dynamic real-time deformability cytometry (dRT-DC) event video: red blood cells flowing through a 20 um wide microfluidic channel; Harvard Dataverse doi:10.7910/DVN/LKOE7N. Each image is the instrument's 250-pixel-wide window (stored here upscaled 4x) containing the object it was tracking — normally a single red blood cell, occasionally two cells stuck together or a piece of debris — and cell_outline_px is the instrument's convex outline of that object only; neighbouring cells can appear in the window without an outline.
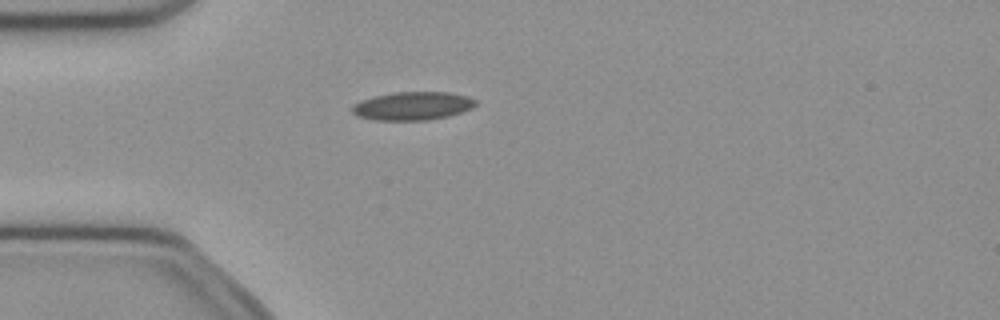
{"species": "common noctule bat (a hibernating species)", "species_latin": "Nyctalus noctula", "temperature_condition": "cold", "stored_images_in_passage": 51, "camera_frame_rate_fps": 3000, "um_per_image_px": 0.085, "animal": {"sex": "female", "body_mass_g": 21.9}, "frame": {"image": 1, "passage_image": 14, "time_ms": 4.333, "image_size_px": [1000, 320], "cell_outline_px": [[476, 104], [472, 108], [448, 116], [428, 120], [372, 120], [356, 116], [352, 112], [352, 108], [360, 100], [372, 96], [392, 92], [448, 92], [468, 96], [476, 100]], "centroid_in_image_um": [35.05, 9.0], "position_along_channel_um": 50.0, "area_um2": 20.46}}
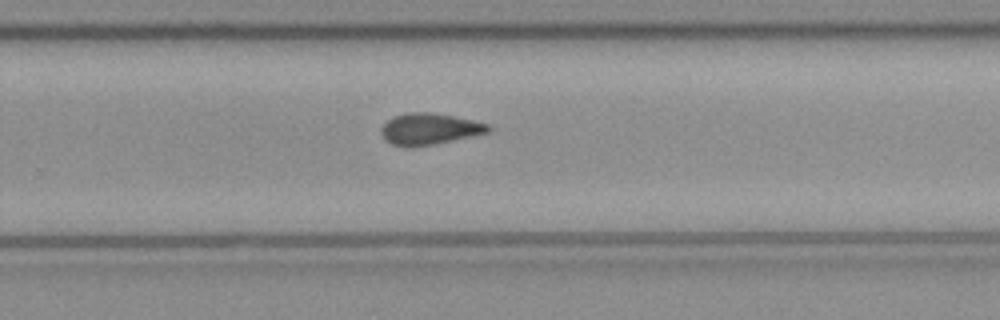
{"frame": {"image": 2, "passage_image": 33, "time_ms": 10.667, "image_size_px": [1000, 320], "cell_outline_px": [[492, 128], [488, 132], [452, 140], [412, 148], [404, 148], [392, 144], [384, 140], [380, 132], [380, 128], [392, 116], [408, 112], [428, 112], [452, 116], [472, 120], [488, 124]], "centroid_in_image_um": [36.42, 10.97], "position_along_channel_um": 293.4, "area_um2": 19.59}}
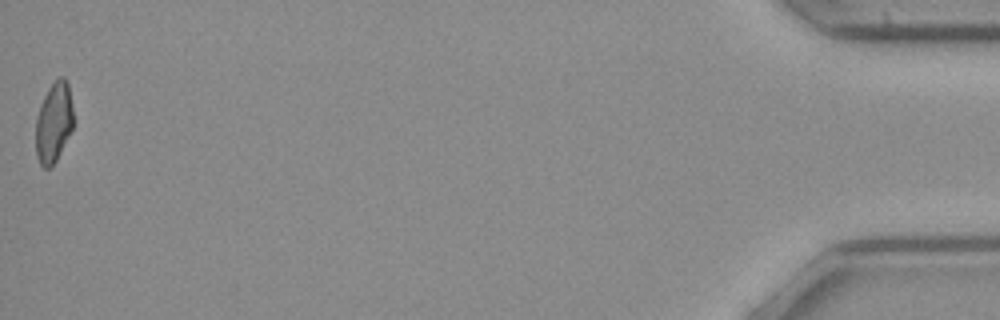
{"frame": {"image": 3, "passage_image": 51, "time_ms": 16.667, "image_size_px": [1000, 320], "cell_outline_px": [[72, 128], [56, 160], [48, 168], [44, 168], [40, 164], [36, 156], [36, 116], [40, 104], [48, 88], [60, 76], [64, 76], [68, 84], [72, 104]], "centroid_in_image_um": [4.55, 10.39], "position_along_channel_um": 430.7, "area_um2": 17.34}, "authors_computed_cell_mechanics": {"area_um2": 19.4786, "velocity_mm_per_s": 4.0022, "shape_relaxation_time_tau1_ms": null, "shape_relaxation_time_tau2_ms": 5.7286, "deformation_change_tau1": null, "deformation_change_tau2": 0.1353}}